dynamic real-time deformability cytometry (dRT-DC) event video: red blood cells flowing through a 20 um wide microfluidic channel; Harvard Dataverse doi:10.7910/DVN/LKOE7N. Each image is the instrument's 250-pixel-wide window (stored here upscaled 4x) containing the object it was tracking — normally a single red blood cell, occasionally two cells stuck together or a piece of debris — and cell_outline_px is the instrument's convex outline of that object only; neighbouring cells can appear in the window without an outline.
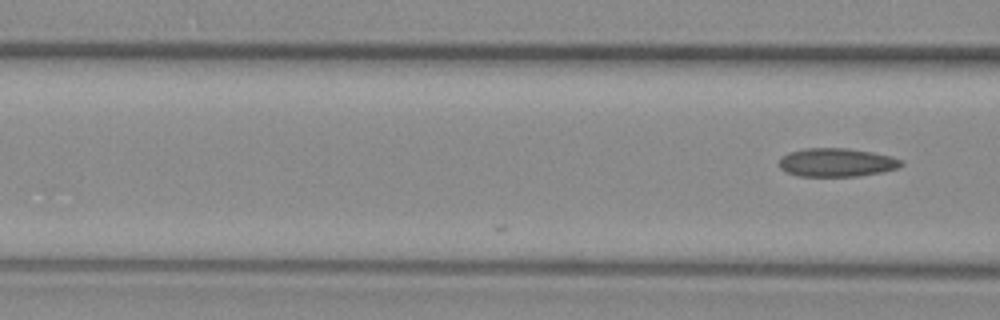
{"species": "common noctule bat (a hibernating species)", "species_latin": "Nyctalus noctula", "temperature_condition": "warm", "stored_images_in_passage": 6, "camera_frame_rate_fps": 3000, "um_per_image_px": 0.085, "animal": {"sex": "female", "body_mass_g": 29.2, "forearm_length_mm": 56.3}, "frame": {"image": 1, "passage_image": 6, "time_ms": 1.667, "image_size_px": [1000, 320], "cell_outline_px": [[904, 164], [896, 168], [880, 172], [860, 176], [796, 176], [784, 172], [780, 168], [780, 160], [788, 152], [804, 148], [848, 148], [872, 152], [892, 156], [900, 160]], "centroid_in_image_um": [71.08, 13.81], "position_along_channel_um": 95.5, "area_um2": 20.29}}